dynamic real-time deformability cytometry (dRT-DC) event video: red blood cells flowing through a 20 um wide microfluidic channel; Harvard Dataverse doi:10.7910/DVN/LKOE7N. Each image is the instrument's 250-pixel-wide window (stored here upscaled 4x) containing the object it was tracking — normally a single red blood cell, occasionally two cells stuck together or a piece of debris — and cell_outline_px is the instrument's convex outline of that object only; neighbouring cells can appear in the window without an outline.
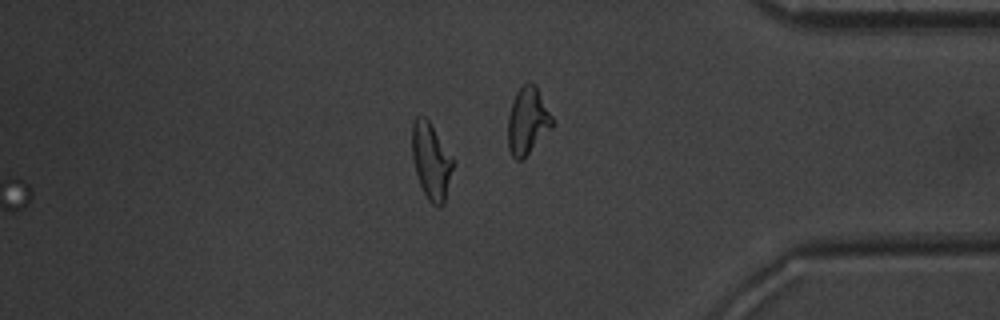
{"species": "common noctule bat (a hibernating species)", "species_latin": "Nyctalus noctula", "temperature_condition": "warm", "stored_images_in_passage": 40, "camera_frame_rate_fps": 3000, "um_per_image_px": 0.085, "animal": {"sex": "male", "body_mass_g": 20.1, "forearm_length_mm": 53.5}, "frame": {"image": 1, "passage_image": 40, "time_ms": 13.0, "image_size_px": [1000, 320], "cell_outline_px": [[452, 168], [444, 204], [440, 208], [436, 208], [428, 200], [420, 184], [416, 172], [412, 156], [412, 124], [416, 116], [424, 116], [428, 120], [452, 156]], "centroid_in_image_um": [36.63, 13.71], "position_along_channel_um": 398.6, "area_um2": 17.98}, "authors_computed_cell_mechanics": {"area_um2": 18.0625, "velocity_mm_per_s": 4.0256, "shape_relaxation_time_tau1_ms": 5.2695, "shape_relaxation_time_tau2_ms": 1.1955, "deformation_change_tau1": 0.1904, "deformation_change_tau2": 0.0855}}